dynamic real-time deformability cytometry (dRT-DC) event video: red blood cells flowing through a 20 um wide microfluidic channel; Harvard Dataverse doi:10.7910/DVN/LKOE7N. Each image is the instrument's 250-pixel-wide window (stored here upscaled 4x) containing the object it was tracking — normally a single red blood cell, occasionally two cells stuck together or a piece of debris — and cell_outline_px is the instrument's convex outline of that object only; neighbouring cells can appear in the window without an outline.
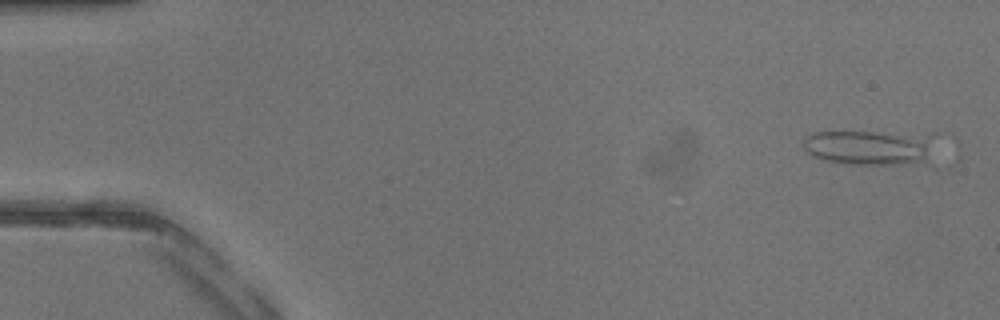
{"species": "common noctule bat (a hibernating species)", "species_latin": "Nyctalus noctula", "temperature_condition": "warm", "stored_images_in_passage": 3, "camera_frame_rate_fps": 3000, "um_per_image_px": 0.085, "animal": {"sex": "male", "body_mass_g": 13.3}, "frame": {"image": 1, "passage_image": 2, "time_ms": 0.333, "image_size_px": [1000, 320], "cell_outline_px": [[936, 168], [932, 168], [852, 164], [828, 160], [812, 156], [804, 148], [804, 136], [816, 132], [872, 132], [928, 136]], "centroid_in_image_um": [74.09, 12.64], "position_along_channel_um": 10.9, "area_um2": 27.92}}